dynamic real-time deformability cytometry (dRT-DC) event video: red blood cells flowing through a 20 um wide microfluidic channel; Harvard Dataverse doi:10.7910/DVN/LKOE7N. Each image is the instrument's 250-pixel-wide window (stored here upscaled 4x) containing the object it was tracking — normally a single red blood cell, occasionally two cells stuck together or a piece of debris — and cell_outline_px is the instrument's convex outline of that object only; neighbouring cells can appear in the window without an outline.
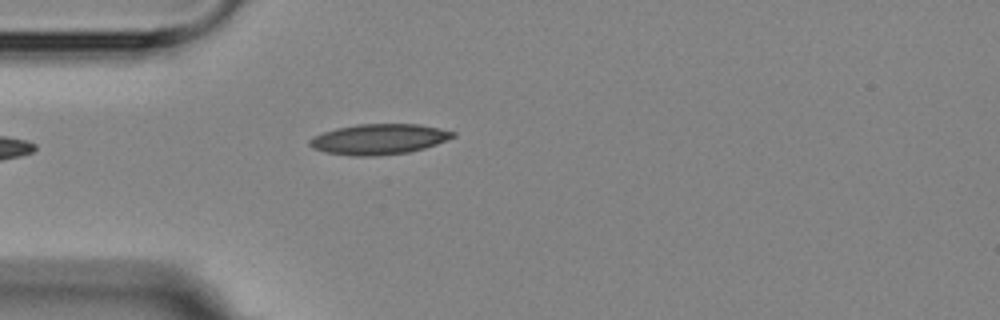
{"species": "Egyptian fruit bat (a non-hibernating species)", "species_latin": "Rousettus aegyptiacus", "temperature_condition": "room temperature", "stored_images_in_passage": 5, "camera_frame_rate_fps": 3000, "um_per_image_px": 0.085, "animal": {"sex": "female"}, "frame": {"image": 1, "passage_image": 5, "time_ms": 4.333, "image_size_px": [1000, 320], "cell_outline_px": [[456, 136], [436, 144], [424, 148], [408, 152], [380, 156], [352, 156], [324, 152], [312, 148], [308, 144], [308, 140], [312, 136], [336, 128], [356, 124], [420, 124], [440, 128], [456, 132]], "centroid_in_image_um": [32.18, 11.83], "position_along_channel_um": 52.8, "area_um2": 25.66}}